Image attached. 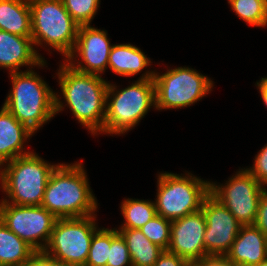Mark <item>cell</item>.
Wrapping results in <instances>:
<instances>
[{
	"instance_id": "obj_1",
	"label": "cell",
	"mask_w": 267,
	"mask_h": 266,
	"mask_svg": "<svg viewBox=\"0 0 267 266\" xmlns=\"http://www.w3.org/2000/svg\"><path fill=\"white\" fill-rule=\"evenodd\" d=\"M56 75L63 97L55 92V115L67 107L91 135L103 134L109 81L101 75L77 71L65 60Z\"/></svg>"
},
{
	"instance_id": "obj_2",
	"label": "cell",
	"mask_w": 267,
	"mask_h": 266,
	"mask_svg": "<svg viewBox=\"0 0 267 266\" xmlns=\"http://www.w3.org/2000/svg\"><path fill=\"white\" fill-rule=\"evenodd\" d=\"M84 167L82 161L59 163L51 172L41 206L57 219L87 217L97 212V198Z\"/></svg>"
},
{
	"instance_id": "obj_3",
	"label": "cell",
	"mask_w": 267,
	"mask_h": 266,
	"mask_svg": "<svg viewBox=\"0 0 267 266\" xmlns=\"http://www.w3.org/2000/svg\"><path fill=\"white\" fill-rule=\"evenodd\" d=\"M154 75L155 70L143 71L138 80L121 89L109 81L103 134H125L134 129L152 107L155 108Z\"/></svg>"
},
{
	"instance_id": "obj_4",
	"label": "cell",
	"mask_w": 267,
	"mask_h": 266,
	"mask_svg": "<svg viewBox=\"0 0 267 266\" xmlns=\"http://www.w3.org/2000/svg\"><path fill=\"white\" fill-rule=\"evenodd\" d=\"M9 75L12 88L3 106L20 123L36 133L55 117V91L33 68Z\"/></svg>"
},
{
	"instance_id": "obj_5",
	"label": "cell",
	"mask_w": 267,
	"mask_h": 266,
	"mask_svg": "<svg viewBox=\"0 0 267 266\" xmlns=\"http://www.w3.org/2000/svg\"><path fill=\"white\" fill-rule=\"evenodd\" d=\"M57 165L34 151L4 163L0 167V188L6 195L2 201L20 206H41L46 184Z\"/></svg>"
},
{
	"instance_id": "obj_6",
	"label": "cell",
	"mask_w": 267,
	"mask_h": 266,
	"mask_svg": "<svg viewBox=\"0 0 267 266\" xmlns=\"http://www.w3.org/2000/svg\"><path fill=\"white\" fill-rule=\"evenodd\" d=\"M29 5L31 38L36 49L50 47L62 54L63 60L67 59L75 47L79 25L62 0H29Z\"/></svg>"
},
{
	"instance_id": "obj_7",
	"label": "cell",
	"mask_w": 267,
	"mask_h": 266,
	"mask_svg": "<svg viewBox=\"0 0 267 266\" xmlns=\"http://www.w3.org/2000/svg\"><path fill=\"white\" fill-rule=\"evenodd\" d=\"M157 177L156 213L170 221L199 211L210 193V181L188 171L180 175L165 171Z\"/></svg>"
},
{
	"instance_id": "obj_8",
	"label": "cell",
	"mask_w": 267,
	"mask_h": 266,
	"mask_svg": "<svg viewBox=\"0 0 267 266\" xmlns=\"http://www.w3.org/2000/svg\"><path fill=\"white\" fill-rule=\"evenodd\" d=\"M153 80L157 110L190 107L214 87L212 79L188 66L168 68L165 73L155 71Z\"/></svg>"
},
{
	"instance_id": "obj_9",
	"label": "cell",
	"mask_w": 267,
	"mask_h": 266,
	"mask_svg": "<svg viewBox=\"0 0 267 266\" xmlns=\"http://www.w3.org/2000/svg\"><path fill=\"white\" fill-rule=\"evenodd\" d=\"M96 214L81 218L57 219L43 251L54 259L85 266L97 226Z\"/></svg>"
},
{
	"instance_id": "obj_10",
	"label": "cell",
	"mask_w": 267,
	"mask_h": 266,
	"mask_svg": "<svg viewBox=\"0 0 267 266\" xmlns=\"http://www.w3.org/2000/svg\"><path fill=\"white\" fill-rule=\"evenodd\" d=\"M210 181V193L241 225H254L260 196L265 189L246 168L232 175L225 184Z\"/></svg>"
},
{
	"instance_id": "obj_11",
	"label": "cell",
	"mask_w": 267,
	"mask_h": 266,
	"mask_svg": "<svg viewBox=\"0 0 267 266\" xmlns=\"http://www.w3.org/2000/svg\"><path fill=\"white\" fill-rule=\"evenodd\" d=\"M0 219L36 252L47 247L57 218L42 206H20L0 201Z\"/></svg>"
},
{
	"instance_id": "obj_12",
	"label": "cell",
	"mask_w": 267,
	"mask_h": 266,
	"mask_svg": "<svg viewBox=\"0 0 267 266\" xmlns=\"http://www.w3.org/2000/svg\"><path fill=\"white\" fill-rule=\"evenodd\" d=\"M201 209L206 221L205 256H225L235 241L241 224L211 193L204 198Z\"/></svg>"
},
{
	"instance_id": "obj_13",
	"label": "cell",
	"mask_w": 267,
	"mask_h": 266,
	"mask_svg": "<svg viewBox=\"0 0 267 266\" xmlns=\"http://www.w3.org/2000/svg\"><path fill=\"white\" fill-rule=\"evenodd\" d=\"M107 35L104 29L91 25L79 26L75 47L64 60L77 71L102 75L108 69L109 54L113 46Z\"/></svg>"
},
{
	"instance_id": "obj_14",
	"label": "cell",
	"mask_w": 267,
	"mask_h": 266,
	"mask_svg": "<svg viewBox=\"0 0 267 266\" xmlns=\"http://www.w3.org/2000/svg\"><path fill=\"white\" fill-rule=\"evenodd\" d=\"M205 230L206 221L202 209L172 221L167 251L187 262L200 261L205 257Z\"/></svg>"
},
{
	"instance_id": "obj_15",
	"label": "cell",
	"mask_w": 267,
	"mask_h": 266,
	"mask_svg": "<svg viewBox=\"0 0 267 266\" xmlns=\"http://www.w3.org/2000/svg\"><path fill=\"white\" fill-rule=\"evenodd\" d=\"M31 37L18 36L0 30V69L9 73L20 70L21 67H47V62L37 50Z\"/></svg>"
},
{
	"instance_id": "obj_16",
	"label": "cell",
	"mask_w": 267,
	"mask_h": 266,
	"mask_svg": "<svg viewBox=\"0 0 267 266\" xmlns=\"http://www.w3.org/2000/svg\"><path fill=\"white\" fill-rule=\"evenodd\" d=\"M226 258L236 266H254L267 259V235L255 225H241Z\"/></svg>"
},
{
	"instance_id": "obj_17",
	"label": "cell",
	"mask_w": 267,
	"mask_h": 266,
	"mask_svg": "<svg viewBox=\"0 0 267 266\" xmlns=\"http://www.w3.org/2000/svg\"><path fill=\"white\" fill-rule=\"evenodd\" d=\"M33 135L34 132L20 123L2 105L0 109V167L19 156L33 152L29 149L27 151L24 146Z\"/></svg>"
},
{
	"instance_id": "obj_18",
	"label": "cell",
	"mask_w": 267,
	"mask_h": 266,
	"mask_svg": "<svg viewBox=\"0 0 267 266\" xmlns=\"http://www.w3.org/2000/svg\"><path fill=\"white\" fill-rule=\"evenodd\" d=\"M151 59L133 44H113L108 60V68L116 75L131 77L138 75L151 65Z\"/></svg>"
},
{
	"instance_id": "obj_19",
	"label": "cell",
	"mask_w": 267,
	"mask_h": 266,
	"mask_svg": "<svg viewBox=\"0 0 267 266\" xmlns=\"http://www.w3.org/2000/svg\"><path fill=\"white\" fill-rule=\"evenodd\" d=\"M0 30L31 37L29 0H0Z\"/></svg>"
},
{
	"instance_id": "obj_20",
	"label": "cell",
	"mask_w": 267,
	"mask_h": 266,
	"mask_svg": "<svg viewBox=\"0 0 267 266\" xmlns=\"http://www.w3.org/2000/svg\"><path fill=\"white\" fill-rule=\"evenodd\" d=\"M35 253L0 219V266H31Z\"/></svg>"
},
{
	"instance_id": "obj_21",
	"label": "cell",
	"mask_w": 267,
	"mask_h": 266,
	"mask_svg": "<svg viewBox=\"0 0 267 266\" xmlns=\"http://www.w3.org/2000/svg\"><path fill=\"white\" fill-rule=\"evenodd\" d=\"M125 240L132 266H153L164 249L152 243L140 229L118 228Z\"/></svg>"
},
{
	"instance_id": "obj_22",
	"label": "cell",
	"mask_w": 267,
	"mask_h": 266,
	"mask_svg": "<svg viewBox=\"0 0 267 266\" xmlns=\"http://www.w3.org/2000/svg\"><path fill=\"white\" fill-rule=\"evenodd\" d=\"M120 211L125 219L119 228L140 229L157 213L154 201L125 198L120 206Z\"/></svg>"
},
{
	"instance_id": "obj_23",
	"label": "cell",
	"mask_w": 267,
	"mask_h": 266,
	"mask_svg": "<svg viewBox=\"0 0 267 266\" xmlns=\"http://www.w3.org/2000/svg\"><path fill=\"white\" fill-rule=\"evenodd\" d=\"M231 10L250 26H267V0H228Z\"/></svg>"
},
{
	"instance_id": "obj_24",
	"label": "cell",
	"mask_w": 267,
	"mask_h": 266,
	"mask_svg": "<svg viewBox=\"0 0 267 266\" xmlns=\"http://www.w3.org/2000/svg\"><path fill=\"white\" fill-rule=\"evenodd\" d=\"M111 246V229L98 228L91 240L85 266H107Z\"/></svg>"
},
{
	"instance_id": "obj_25",
	"label": "cell",
	"mask_w": 267,
	"mask_h": 266,
	"mask_svg": "<svg viewBox=\"0 0 267 266\" xmlns=\"http://www.w3.org/2000/svg\"><path fill=\"white\" fill-rule=\"evenodd\" d=\"M171 223L172 221L156 214L140 230L152 243L167 250L170 244Z\"/></svg>"
},
{
	"instance_id": "obj_26",
	"label": "cell",
	"mask_w": 267,
	"mask_h": 266,
	"mask_svg": "<svg viewBox=\"0 0 267 266\" xmlns=\"http://www.w3.org/2000/svg\"><path fill=\"white\" fill-rule=\"evenodd\" d=\"M65 9L79 25H91L97 11L100 0H62Z\"/></svg>"
},
{
	"instance_id": "obj_27",
	"label": "cell",
	"mask_w": 267,
	"mask_h": 266,
	"mask_svg": "<svg viewBox=\"0 0 267 266\" xmlns=\"http://www.w3.org/2000/svg\"><path fill=\"white\" fill-rule=\"evenodd\" d=\"M107 266H132V260L125 240L117 228L111 229V246Z\"/></svg>"
},
{
	"instance_id": "obj_28",
	"label": "cell",
	"mask_w": 267,
	"mask_h": 266,
	"mask_svg": "<svg viewBox=\"0 0 267 266\" xmlns=\"http://www.w3.org/2000/svg\"><path fill=\"white\" fill-rule=\"evenodd\" d=\"M254 164L246 169L263 186L267 187V144L254 157Z\"/></svg>"
},
{
	"instance_id": "obj_29",
	"label": "cell",
	"mask_w": 267,
	"mask_h": 266,
	"mask_svg": "<svg viewBox=\"0 0 267 266\" xmlns=\"http://www.w3.org/2000/svg\"><path fill=\"white\" fill-rule=\"evenodd\" d=\"M254 225L267 235V188L263 190L260 196Z\"/></svg>"
},
{
	"instance_id": "obj_30",
	"label": "cell",
	"mask_w": 267,
	"mask_h": 266,
	"mask_svg": "<svg viewBox=\"0 0 267 266\" xmlns=\"http://www.w3.org/2000/svg\"><path fill=\"white\" fill-rule=\"evenodd\" d=\"M31 266H76V265L54 259L44 252H36L33 257Z\"/></svg>"
},
{
	"instance_id": "obj_31",
	"label": "cell",
	"mask_w": 267,
	"mask_h": 266,
	"mask_svg": "<svg viewBox=\"0 0 267 266\" xmlns=\"http://www.w3.org/2000/svg\"><path fill=\"white\" fill-rule=\"evenodd\" d=\"M186 262L177 254L164 250L153 266H184Z\"/></svg>"
},
{
	"instance_id": "obj_32",
	"label": "cell",
	"mask_w": 267,
	"mask_h": 266,
	"mask_svg": "<svg viewBox=\"0 0 267 266\" xmlns=\"http://www.w3.org/2000/svg\"><path fill=\"white\" fill-rule=\"evenodd\" d=\"M202 266H236L226 256L208 255L199 261Z\"/></svg>"
},
{
	"instance_id": "obj_33",
	"label": "cell",
	"mask_w": 267,
	"mask_h": 266,
	"mask_svg": "<svg viewBox=\"0 0 267 266\" xmlns=\"http://www.w3.org/2000/svg\"><path fill=\"white\" fill-rule=\"evenodd\" d=\"M255 85L257 86L256 88H258L257 90H259L264 105L267 107V93L257 83Z\"/></svg>"
},
{
	"instance_id": "obj_34",
	"label": "cell",
	"mask_w": 267,
	"mask_h": 266,
	"mask_svg": "<svg viewBox=\"0 0 267 266\" xmlns=\"http://www.w3.org/2000/svg\"><path fill=\"white\" fill-rule=\"evenodd\" d=\"M267 93V76L256 82Z\"/></svg>"
},
{
	"instance_id": "obj_35",
	"label": "cell",
	"mask_w": 267,
	"mask_h": 266,
	"mask_svg": "<svg viewBox=\"0 0 267 266\" xmlns=\"http://www.w3.org/2000/svg\"><path fill=\"white\" fill-rule=\"evenodd\" d=\"M184 266H202V264L199 261H190L186 262Z\"/></svg>"
},
{
	"instance_id": "obj_36",
	"label": "cell",
	"mask_w": 267,
	"mask_h": 266,
	"mask_svg": "<svg viewBox=\"0 0 267 266\" xmlns=\"http://www.w3.org/2000/svg\"><path fill=\"white\" fill-rule=\"evenodd\" d=\"M254 266H267V259H265L264 261H262L260 264L254 265Z\"/></svg>"
}]
</instances>
